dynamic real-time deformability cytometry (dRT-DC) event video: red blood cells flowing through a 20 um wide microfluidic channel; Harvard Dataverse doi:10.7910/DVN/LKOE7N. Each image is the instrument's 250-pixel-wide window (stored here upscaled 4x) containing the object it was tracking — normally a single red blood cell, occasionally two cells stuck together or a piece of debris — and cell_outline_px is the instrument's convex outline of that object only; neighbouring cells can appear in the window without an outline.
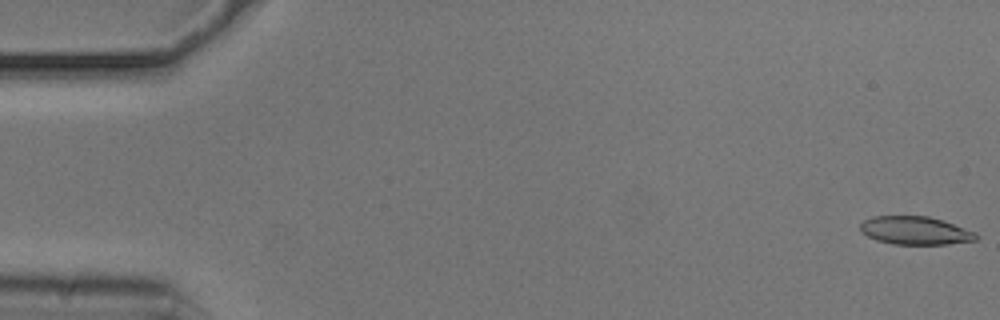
{"species": "common noctule bat (a hibernating species)", "species_latin": "Nyctalus noctula", "temperature_condition": "cold", "stored_images_in_passage": 43, "camera_frame_rate_fps": 3000, "um_per_image_px": 0.085, "animal": {"sex": "male", "body_mass_g": 20.5, "forearm_length_mm": 52.5}, "frame": {"image": 1, "passage_image": 1, "time_ms": 0.0, "image_size_px": [1000, 320], "cell_outline_px": [[980, 236], [976, 240], [948, 244], [892, 244], [876, 240], [860, 232], [860, 224], [864, 220], [872, 216], [928, 216], [944, 220], [976, 232]], "centroid_in_image_um": [77.81, 19.59], "position_along_channel_um": 7.2, "area_um2": 19.19}}
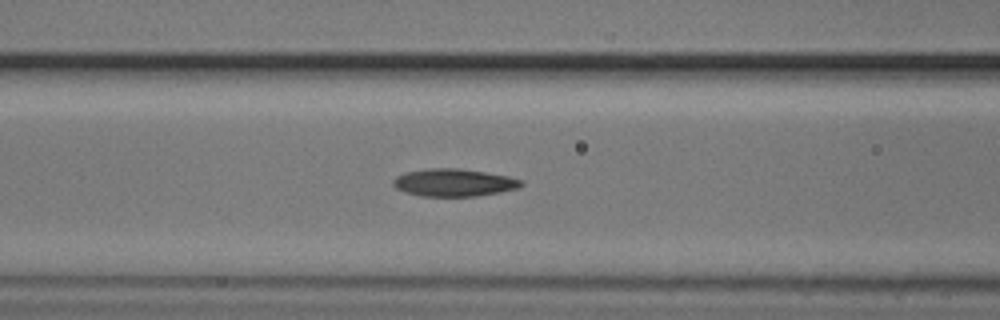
{"frame": {"image": 2, "passage_image": 22, "time_ms": 7.0, "image_size_px": [1000, 320], "cell_outline_px": [[524, 184], [520, 188], [500, 192], [476, 196], [420, 196], [404, 192], [396, 188], [392, 184], [392, 180], [396, 176], [404, 172], [428, 168], [460, 168], [508, 176], [524, 180]], "centroid_in_image_um": [38.58, 15.52], "position_along_channel_um": 128.0, "area_um2": 20.81}}
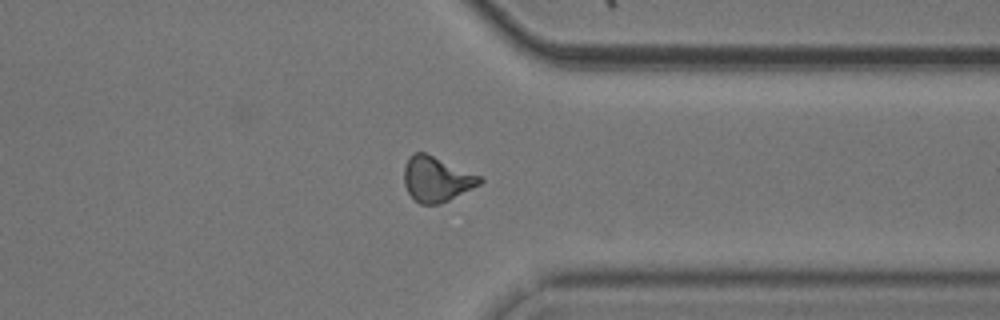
{"frame": {"image": 3, "passage_image": 42, "time_ms": 13.667, "image_size_px": [1000, 320], "cell_outline_px": [[484, 180], [480, 184], [440, 204], [420, 204], [408, 192], [404, 184], [404, 164], [408, 156], [416, 152], [424, 152], [484, 176]], "centroid_in_image_um": [37.12, 15.2], "position_along_channel_um": 374.3, "area_um2": 20.0}, "authors_computed_cell_mechanics": {"area_um2": 20.1144, "velocity_mm_per_s": 3.7441, "shape_relaxation_time_tau1_ms": 3.3086, "shape_relaxation_time_tau2_ms": 4.7499, "deformation_change_tau1": 0.1377, "deformation_change_tau2": 0.1337}}